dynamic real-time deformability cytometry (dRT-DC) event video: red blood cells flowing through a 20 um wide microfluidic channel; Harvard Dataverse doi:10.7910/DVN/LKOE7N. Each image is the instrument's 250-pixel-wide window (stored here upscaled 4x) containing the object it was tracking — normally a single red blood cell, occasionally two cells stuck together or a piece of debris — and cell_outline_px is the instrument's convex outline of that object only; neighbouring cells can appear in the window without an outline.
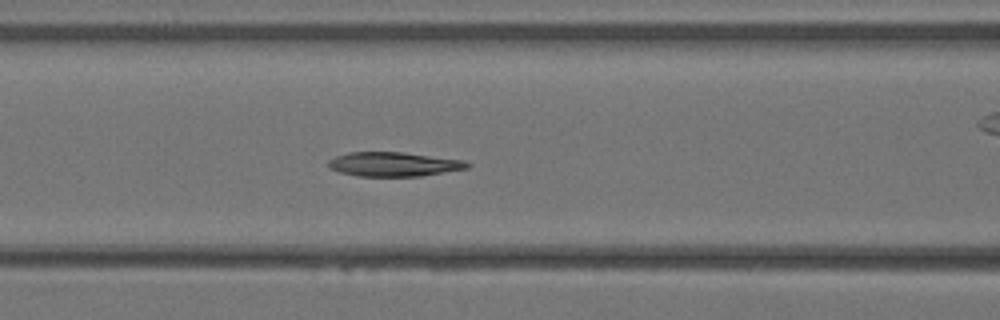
{"species": "Egyptian fruit bat (a non-hibernating species)", "species_latin": "Rousettus aegyptiacus", "temperature_condition": "warm", "stored_images_in_passage": 34, "camera_frame_rate_fps": 3000, "um_per_image_px": 0.085, "animal": {"sex": "female"}, "frame": {"image": 1, "passage_image": 15, "time_ms": 4.667, "image_size_px": [1000, 320], "cell_outline_px": [[472, 164], [468, 168], [420, 176], [356, 176], [340, 172], [328, 168], [328, 160], [336, 156], [348, 152], [404, 152], [464, 160]], "centroid_in_image_um": [33.45, 13.95], "position_along_channel_um": 133.1, "area_um2": 19.71}}
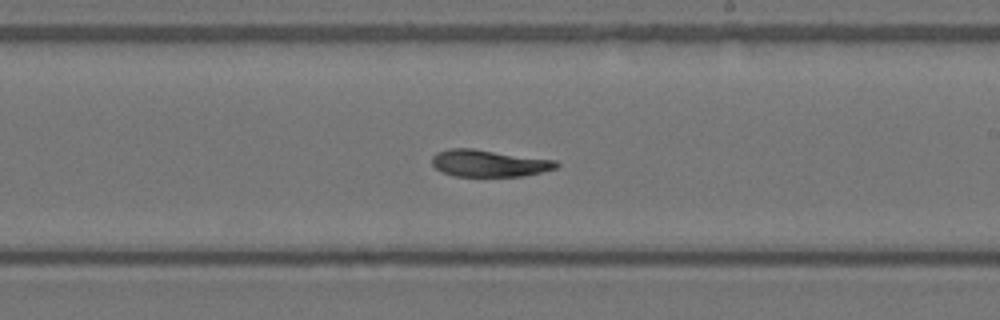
{"frame": {"image": 2, "passage_image": 21, "time_ms": 6.667, "image_size_px": [1000, 320], "cell_outline_px": [[560, 164], [556, 168], [524, 176], [452, 176], [440, 172], [432, 164], [432, 156], [436, 152], [448, 148], [472, 148], [556, 160]], "centroid_in_image_um": [41.52, 13.87], "position_along_channel_um": 247.5, "area_um2": 19.65}}
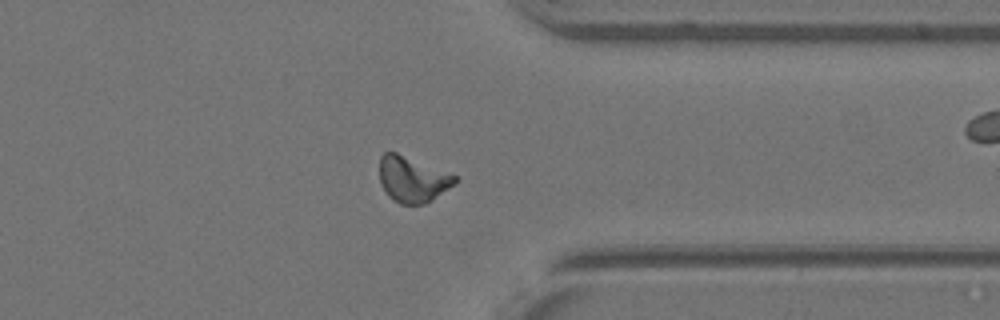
{"frame": {"image": 3, "passage_image": 28, "time_ms": 9.0, "image_size_px": [1000, 320], "cell_outline_px": [[460, 180], [456, 184], [432, 200], [424, 204], [400, 204], [392, 200], [388, 196], [380, 184], [380, 156], [384, 152], [396, 152], [456, 176]], "centroid_in_image_um": [35.06, 15.26], "position_along_channel_um": 376.3, "area_um2": 20.11}}